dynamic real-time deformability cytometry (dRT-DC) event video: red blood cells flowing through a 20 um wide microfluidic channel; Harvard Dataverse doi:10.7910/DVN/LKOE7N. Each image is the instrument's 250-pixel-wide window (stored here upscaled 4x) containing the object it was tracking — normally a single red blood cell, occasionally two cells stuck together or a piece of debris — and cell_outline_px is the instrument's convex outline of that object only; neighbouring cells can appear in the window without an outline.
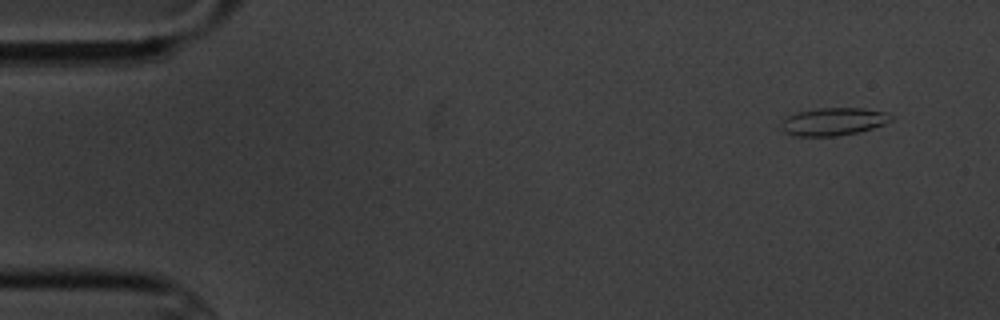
{"species": "common noctule bat (a hibernating species)", "species_latin": "Nyctalus noctula", "temperature_condition": "cold", "stored_images_in_passage": 10, "camera_frame_rate_fps": 3000, "um_per_image_px": 0.085, "animal": {"sex": "male", "body_mass_g": 20.1, "forearm_length_mm": 53.5}, "frame": {"image": 1, "passage_image": 1, "time_ms": 0.0, "image_size_px": [1000, 320], "cell_outline_px": [[892, 120], [884, 124], [860, 132], [836, 136], [796, 136], [784, 132], [780, 128], [780, 124], [784, 116], [796, 112], [816, 108], [864, 108], [884, 112], [892, 116]], "centroid_in_image_um": [70.78, 10.33], "position_along_channel_um": 14.2, "area_um2": 17.98}}
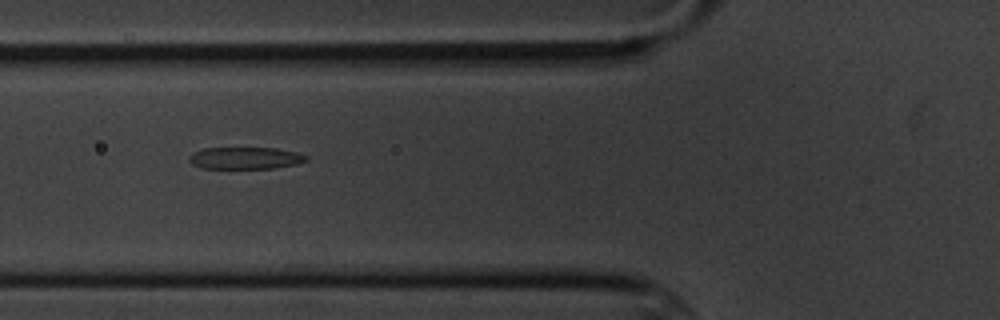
{"frame": {"image": 2, "passage_image": 6, "time_ms": 5.667, "image_size_px": [1000, 320], "cell_outline_px": [[308, 160], [296, 164], [272, 168], [200, 168], [192, 164], [188, 160], [188, 156], [192, 152], [204, 148], [276, 148], [296, 152], [308, 156]], "centroid_in_image_um": [20.81, 13.43], "position_along_channel_um": 105.0, "area_um2": 15.03}}
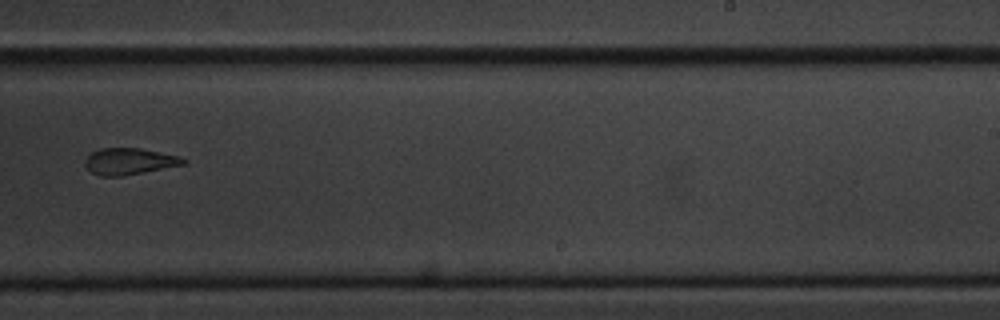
{"frame": {"image": 3, "passage_image": 10, "time_ms": 10.667, "image_size_px": [1000, 320], "cell_outline_px": [[188, 160], [184, 164], [120, 176], [100, 176], [92, 172], [84, 164], [84, 160], [92, 152], [100, 148], [140, 148], [180, 156]], "centroid_in_image_um": [10.97, 13.7], "position_along_channel_um": 278.0, "area_um2": 14.97}}